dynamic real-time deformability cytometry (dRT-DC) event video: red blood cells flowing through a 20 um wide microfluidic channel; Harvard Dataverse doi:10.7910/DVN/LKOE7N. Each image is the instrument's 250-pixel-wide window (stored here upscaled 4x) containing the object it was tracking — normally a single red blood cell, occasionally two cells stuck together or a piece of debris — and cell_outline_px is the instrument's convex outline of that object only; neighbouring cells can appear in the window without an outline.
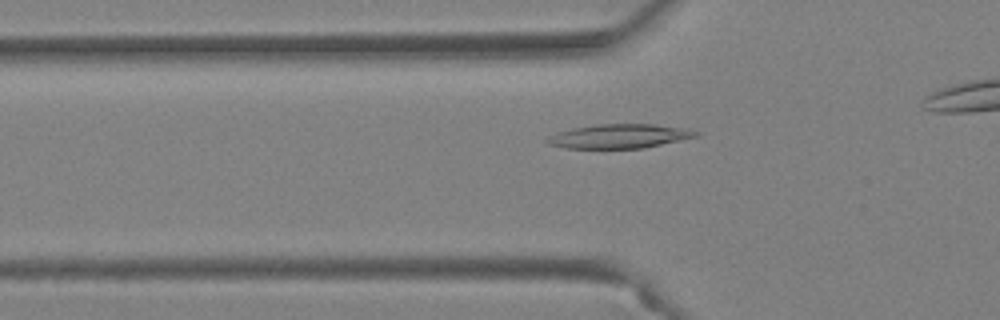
{"species": "Egyptian fruit bat (a non-hibernating species)", "species_latin": "Rousettus aegyptiacus", "temperature_condition": "warm", "stored_images_in_passage": 25, "camera_frame_rate_fps": 3000, "um_per_image_px": 0.085, "animal": {"sex": "female"}, "frame": {"image": 1, "passage_image": 2, "time_ms": 0.333, "image_size_px": [1000, 320], "cell_outline_px": [[700, 136], [644, 148], [568, 148], [548, 144], [544, 140], [548, 136], [556, 132], [572, 128], [596, 124], [656, 124], [688, 128], [700, 132]], "centroid_in_image_um": [52.68, 11.57], "position_along_channel_um": 73.1, "area_um2": 21.15}}
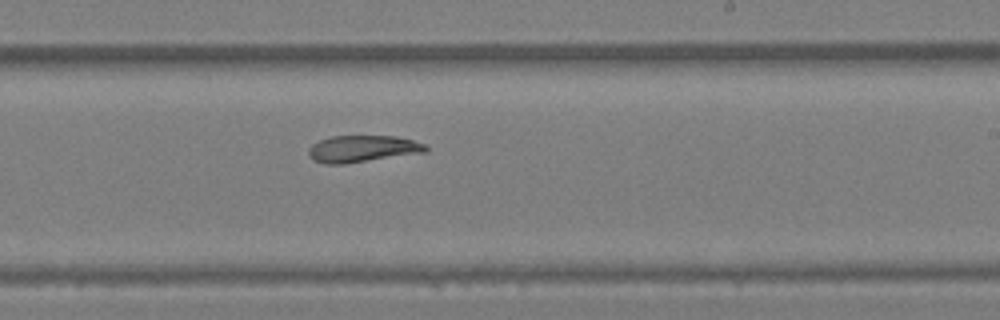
{"frame": {"image": 2, "passage_image": 15, "time_ms": 4.667, "image_size_px": [1000, 320], "cell_outline_px": [[428, 152], [344, 164], [324, 164], [312, 160], [308, 156], [308, 148], [312, 144], [320, 140], [332, 136], [396, 136], [412, 140], [424, 144], [428, 148]], "centroid_in_image_um": [30.79, 12.65], "position_along_channel_um": 258.2, "area_um2": 18.44}}
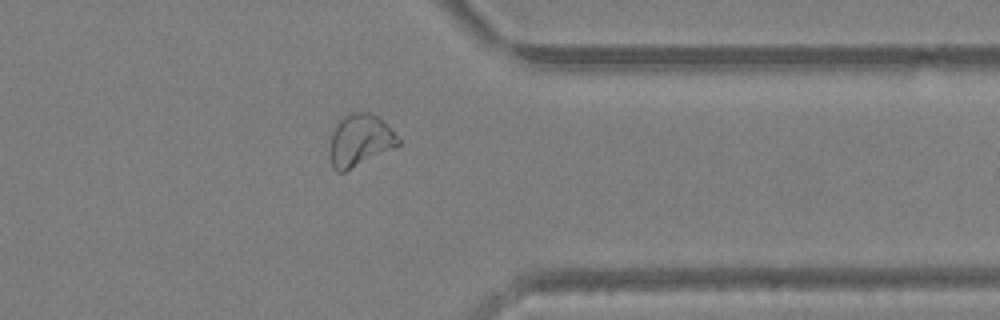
{"frame": {"image": 3, "passage_image": 24, "time_ms": 7.667, "image_size_px": [1000, 320], "cell_outline_px": [[400, 144], [344, 172], [336, 172], [332, 168], [328, 156], [328, 148], [332, 132], [336, 124], [348, 112], [372, 112], [400, 140]], "centroid_in_image_um": [30.49, 11.94], "position_along_channel_um": 380.9, "area_um2": 20.58}}